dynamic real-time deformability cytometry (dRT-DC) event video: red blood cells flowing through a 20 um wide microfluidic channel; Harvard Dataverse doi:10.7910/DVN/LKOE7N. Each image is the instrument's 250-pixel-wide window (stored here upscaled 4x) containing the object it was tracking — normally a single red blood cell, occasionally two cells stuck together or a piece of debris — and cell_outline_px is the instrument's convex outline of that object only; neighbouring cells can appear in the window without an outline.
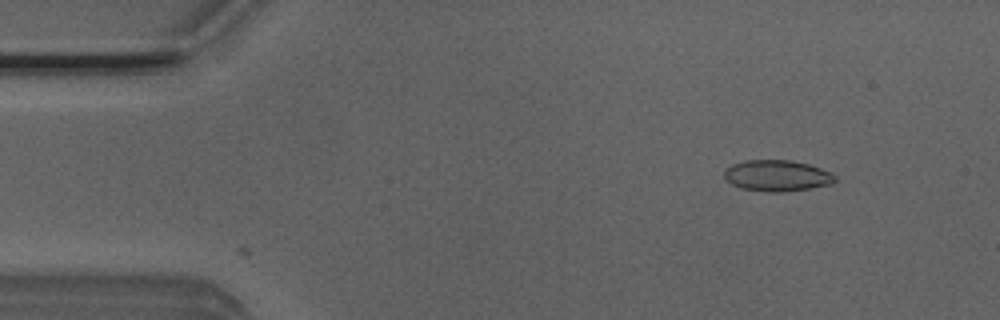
{"species": "Egyptian fruit bat (a non-hibernating species)", "species_latin": "Rousettus aegyptiacus", "temperature_condition": "room temperature", "stored_images_in_passage": 6, "camera_frame_rate_fps": 3000, "um_per_image_px": 0.085, "animal": {"sex": "male"}, "frame": {"image": 1, "passage_image": 6, "time_ms": 1.667, "image_size_px": [1000, 320], "cell_outline_px": [[836, 180], [832, 184], [808, 188], [780, 192], [768, 192], [744, 188], [732, 184], [724, 176], [724, 172], [732, 164], [744, 160], [792, 160], [808, 164], [820, 168], [836, 176]], "centroid_in_image_um": [66.06, 14.92], "position_along_channel_um": 18.9, "area_um2": 19.83}}